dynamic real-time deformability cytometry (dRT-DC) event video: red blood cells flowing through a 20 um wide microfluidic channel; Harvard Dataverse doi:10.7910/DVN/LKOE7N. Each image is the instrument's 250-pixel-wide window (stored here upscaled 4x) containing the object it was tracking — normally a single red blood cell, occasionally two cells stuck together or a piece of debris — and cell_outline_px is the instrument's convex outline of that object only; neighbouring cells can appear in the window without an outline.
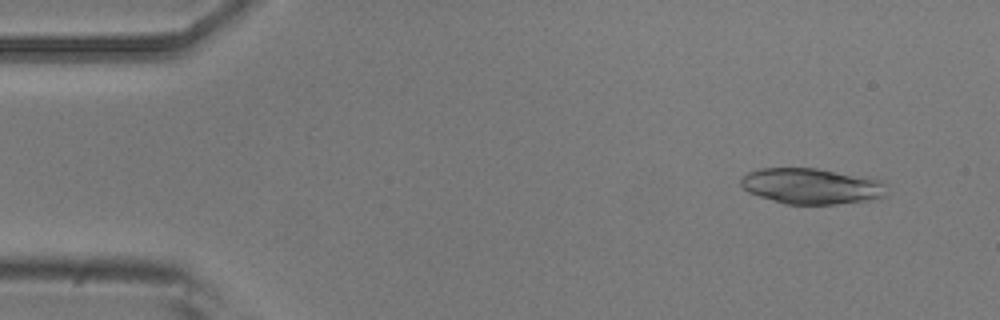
{"species": "common noctule bat (a hibernating species)", "species_latin": "Nyctalus noctula", "temperature_condition": "room temperature", "stored_images_in_passage": 4, "camera_frame_rate_fps": 3000, "um_per_image_px": 0.085, "animal": {"sex": "male", "body_mass_g": 20.5, "forearm_length_mm": 52.5}, "frame": {"image": 1, "passage_image": 2, "time_ms": 1.0, "image_size_px": [1000, 320], "cell_outline_px": [[888, 196], [868, 200], [836, 204], [784, 204], [748, 192], [740, 184], [740, 180], [748, 172], [760, 168], [816, 168], [872, 176], [884, 180], [888, 184]], "centroid_in_image_um": [69.1, 15.8], "position_along_channel_um": 15.9, "area_um2": 31.15}}